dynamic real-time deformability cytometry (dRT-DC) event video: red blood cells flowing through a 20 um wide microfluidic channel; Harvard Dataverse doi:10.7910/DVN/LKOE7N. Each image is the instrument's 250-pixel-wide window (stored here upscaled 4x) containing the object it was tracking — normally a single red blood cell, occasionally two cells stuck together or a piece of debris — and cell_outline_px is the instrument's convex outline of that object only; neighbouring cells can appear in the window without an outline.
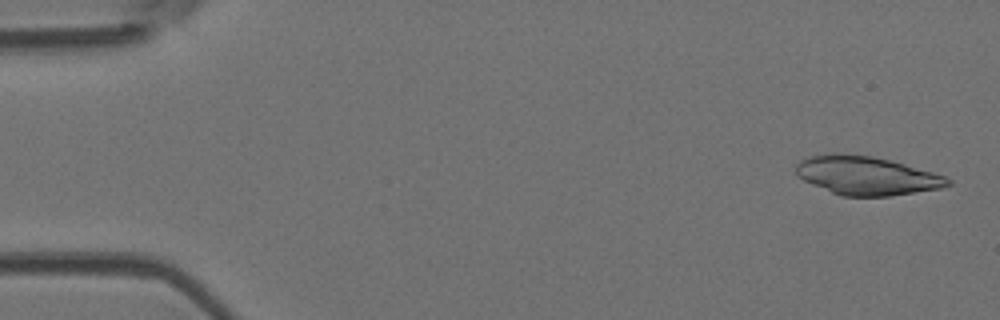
{"species": "Egyptian fruit bat (a non-hibernating species)", "species_latin": "Rousettus aegyptiacus", "temperature_condition": "room temperature", "stored_images_in_passage": 6, "camera_frame_rate_fps": 3000, "um_per_image_px": 0.085, "animal": {"sex": "female"}, "frame": {"image": 1, "passage_image": 1, "time_ms": 0.0, "image_size_px": [1000, 320], "cell_outline_px": [[952, 184], [944, 188], [888, 196], [840, 196], [812, 184], [796, 176], [796, 164], [800, 160], [812, 156], [836, 152], [872, 156], [904, 164], [932, 172], [944, 176], [952, 180]], "centroid_in_image_um": [73.65, 14.93], "position_along_channel_um": 11.4, "area_um2": 34.16}}